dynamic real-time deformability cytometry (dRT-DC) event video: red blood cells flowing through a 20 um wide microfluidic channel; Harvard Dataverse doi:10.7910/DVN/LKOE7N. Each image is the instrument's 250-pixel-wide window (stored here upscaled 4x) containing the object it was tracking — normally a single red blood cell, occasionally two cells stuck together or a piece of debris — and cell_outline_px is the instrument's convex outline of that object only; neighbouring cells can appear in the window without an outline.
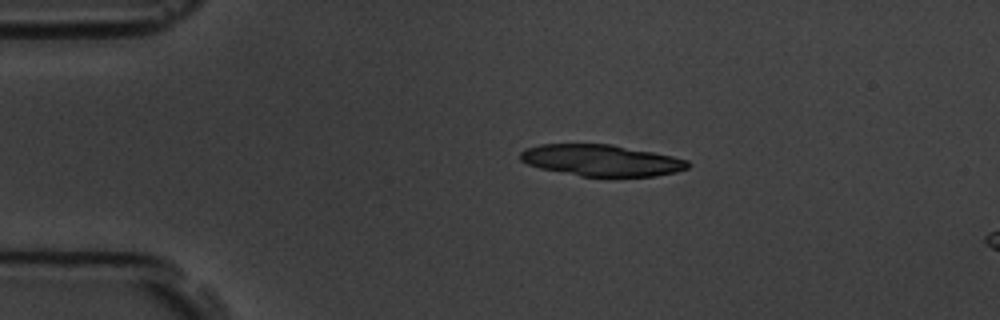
{"species": "common noctule bat (a hibernating species)", "species_latin": "Nyctalus noctula", "temperature_condition": "room temperature", "stored_images_in_passage": 5, "camera_frame_rate_fps": 3000, "um_per_image_px": 0.085, "animal": {"sex": "male", "body_mass_g": 19.5, "forearm_length_mm": 54.6}, "frame": {"image": 1, "passage_image": 3, "time_ms": 2.333, "image_size_px": [1000, 320], "cell_outline_px": [[692, 164], [688, 168], [676, 172], [656, 176], [580, 176], [540, 168], [528, 164], [520, 160], [520, 152], [528, 148], [540, 144], [612, 144], [672, 156], [688, 160]], "centroid_in_image_um": [51.14, 13.63], "position_along_channel_um": 33.9, "area_um2": 30.58}}